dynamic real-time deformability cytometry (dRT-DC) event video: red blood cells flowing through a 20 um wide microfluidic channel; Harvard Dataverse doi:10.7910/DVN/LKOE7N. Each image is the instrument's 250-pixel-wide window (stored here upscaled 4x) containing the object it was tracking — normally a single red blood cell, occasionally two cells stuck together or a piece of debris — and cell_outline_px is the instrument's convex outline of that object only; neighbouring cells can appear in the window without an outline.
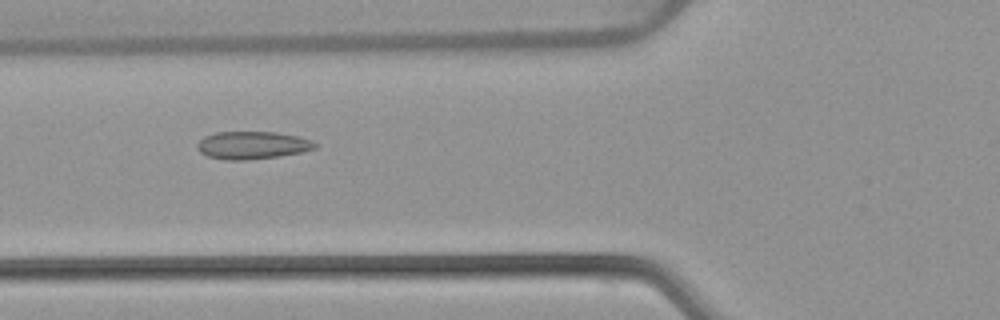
{"species": "common noctule bat (a hibernating species)", "species_latin": "Nyctalus noctula", "temperature_condition": "warm", "stored_images_in_passage": 53, "camera_frame_rate_fps": 3000, "um_per_image_px": 0.085, "animal": {"sex": "female", "body_mass_g": 22.7, "forearm_length_mm": 54.2}, "frame": {"image": 1, "passage_image": 20, "time_ms": 6.333, "image_size_px": [1000, 320], "cell_outline_px": [[316, 148], [300, 152], [280, 156], [248, 160], [224, 160], [208, 156], [200, 152], [196, 148], [196, 144], [204, 136], [216, 132], [276, 132], [296, 136], [312, 140], [316, 144]], "centroid_in_image_um": [21.41, 12.35], "position_along_channel_um": 104.4, "area_um2": 19.02}}
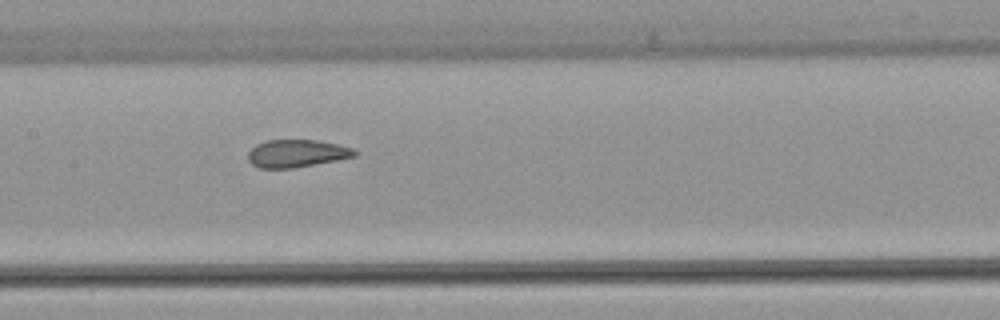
{"frame": {"image": 2, "passage_image": 26, "time_ms": 8.333, "image_size_px": [1000, 320], "cell_outline_px": [[356, 156], [336, 160], [292, 168], [260, 168], [252, 164], [248, 160], [248, 152], [256, 144], [268, 140], [316, 140], [336, 144], [352, 148], [356, 152]], "centroid_in_image_um": [25.19, 13.04], "position_along_channel_um": 182.2, "area_um2": 16.94}}
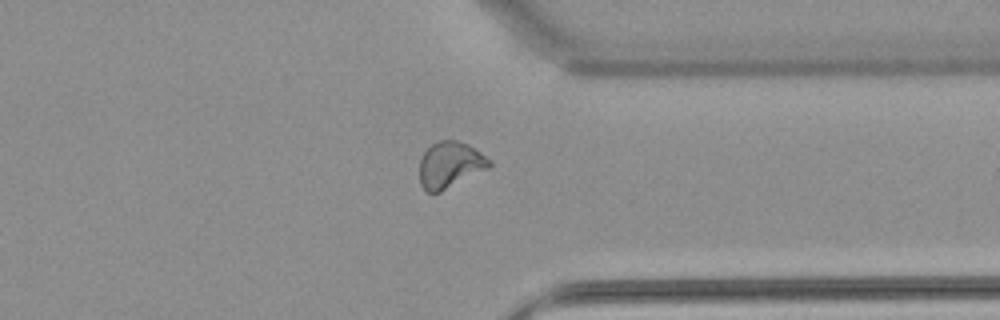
{"frame": {"image": 3, "passage_image": 41, "time_ms": 13.333, "image_size_px": [1000, 320], "cell_outline_px": [[492, 164], [488, 168], [440, 192], [424, 192], [420, 184], [420, 160], [424, 152], [432, 144], [440, 140], [456, 140], [468, 144], [492, 160]], "centroid_in_image_um": [38.24, 14.01], "position_along_channel_um": 373.2, "area_um2": 18.73}, "authors_computed_cell_mechanics": {"area_um2": 19.3052, "velocity_mm_per_s": 3.8738, "shape_relaxation_time_tau1_ms": null, "shape_relaxation_time_tau2_ms": 1.4296, "deformation_change_tau1": null, "deformation_change_tau2": 0.0601}}